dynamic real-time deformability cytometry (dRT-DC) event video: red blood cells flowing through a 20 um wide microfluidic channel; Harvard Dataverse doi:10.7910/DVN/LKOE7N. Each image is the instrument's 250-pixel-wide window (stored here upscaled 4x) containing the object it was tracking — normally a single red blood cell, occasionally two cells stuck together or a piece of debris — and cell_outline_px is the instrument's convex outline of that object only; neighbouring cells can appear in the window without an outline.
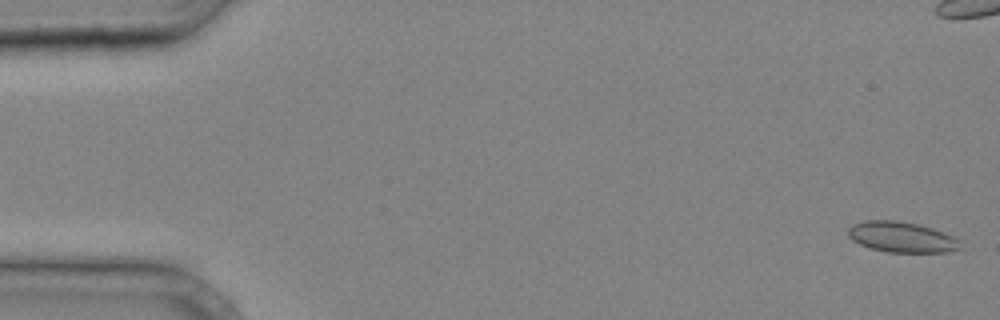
{"species": "common noctule bat (a hibernating species)", "species_latin": "Nyctalus noctula", "temperature_condition": "cold", "stored_images_in_passage": 33, "camera_frame_rate_fps": 3000, "um_per_image_px": 0.085, "animal": {"sex": "male", "body_mass_g": 20.4}, "frame": {"image": 1, "passage_image": 1, "time_ms": 0.0, "image_size_px": [1000, 320], "cell_outline_px": [[960, 248], [948, 252], [888, 252], [868, 248], [852, 240], [848, 236], [848, 228], [852, 224], [864, 220], [896, 220], [916, 224], [932, 228], [952, 236], [960, 240]], "centroid_in_image_um": [76.6, 20.15], "position_along_channel_um": 8.4, "area_um2": 20.0}}
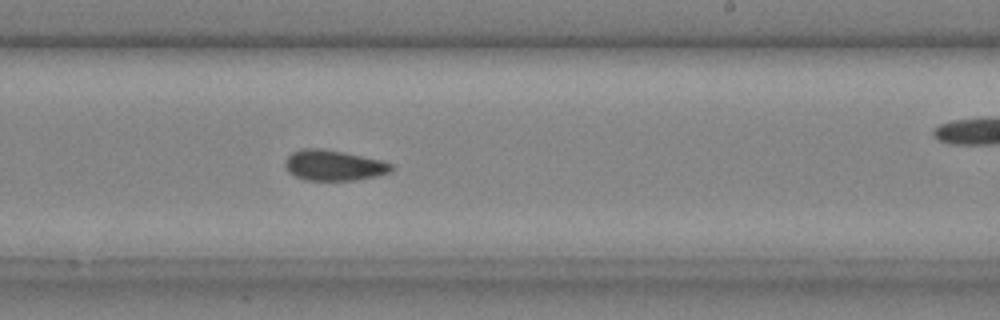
{"frame": {"image": 2, "passage_image": 24, "time_ms": 7.667, "image_size_px": [1000, 320], "cell_outline_px": [[392, 172], [352, 180], [308, 180], [296, 176], [288, 172], [284, 164], [284, 160], [292, 152], [300, 148], [324, 148], [380, 160], [392, 164]], "centroid_in_image_um": [28.31, 14.04], "position_along_channel_um": 260.7, "area_um2": 18.73}}